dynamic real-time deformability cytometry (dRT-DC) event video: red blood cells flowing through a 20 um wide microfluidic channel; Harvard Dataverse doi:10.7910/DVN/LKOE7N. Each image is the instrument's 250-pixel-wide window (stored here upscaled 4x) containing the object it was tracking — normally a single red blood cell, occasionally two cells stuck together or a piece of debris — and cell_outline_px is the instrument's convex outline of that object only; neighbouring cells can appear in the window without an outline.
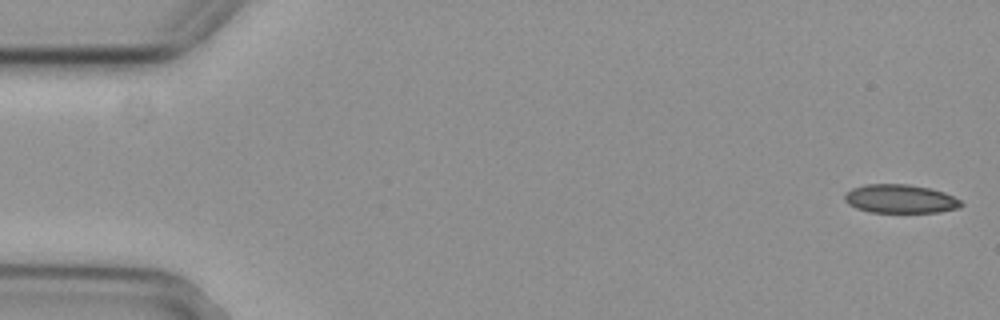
{"species": "common noctule bat (a hibernating species)", "species_latin": "Nyctalus noctula", "temperature_condition": "cold", "stored_images_in_passage": 5, "segment_of_instrument_passage": [1, 2], "camera_frame_rate_fps": 3000, "um_per_image_px": 0.085, "animal": {"sex": "female", "body_mass_g": 29.2, "forearm_length_mm": 56.3}, "frame": {"image": 1, "passage_image": 1, "time_ms": 0.0, "image_size_px": [1000, 320], "cell_outline_px": [[964, 204], [960, 208], [940, 212], [872, 212], [856, 208], [848, 204], [844, 200], [844, 196], [852, 188], [864, 184], [908, 184], [928, 188], [944, 192], [960, 200]], "centroid_in_image_um": [76.53, 16.9], "position_along_channel_um": 8.5, "area_um2": 19.42}}
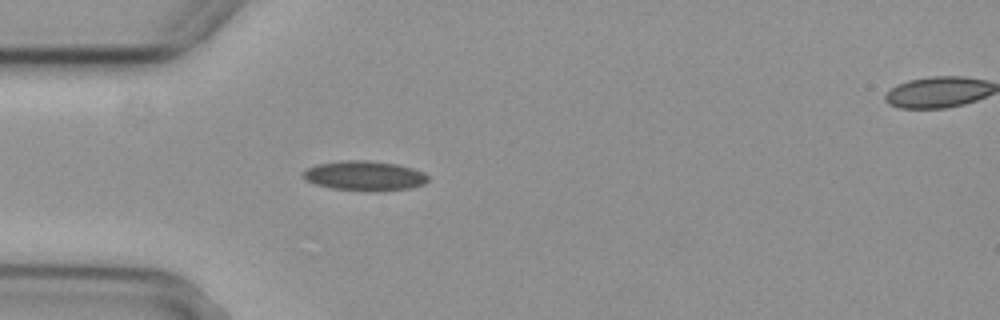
{"frame": {"image": 2, "passage_image": 4, "time_ms": 1.0, "image_size_px": [1000, 320], "cell_outline_px": [[428, 180], [424, 184], [408, 188], [376, 192], [332, 188], [316, 184], [304, 180], [300, 176], [308, 168], [316, 164], [340, 160], [364, 160], [396, 164], [412, 168], [424, 172], [428, 176]], "centroid_in_image_um": [30.96, 14.94], "position_along_channel_um": 54.0, "area_um2": 21.73}}